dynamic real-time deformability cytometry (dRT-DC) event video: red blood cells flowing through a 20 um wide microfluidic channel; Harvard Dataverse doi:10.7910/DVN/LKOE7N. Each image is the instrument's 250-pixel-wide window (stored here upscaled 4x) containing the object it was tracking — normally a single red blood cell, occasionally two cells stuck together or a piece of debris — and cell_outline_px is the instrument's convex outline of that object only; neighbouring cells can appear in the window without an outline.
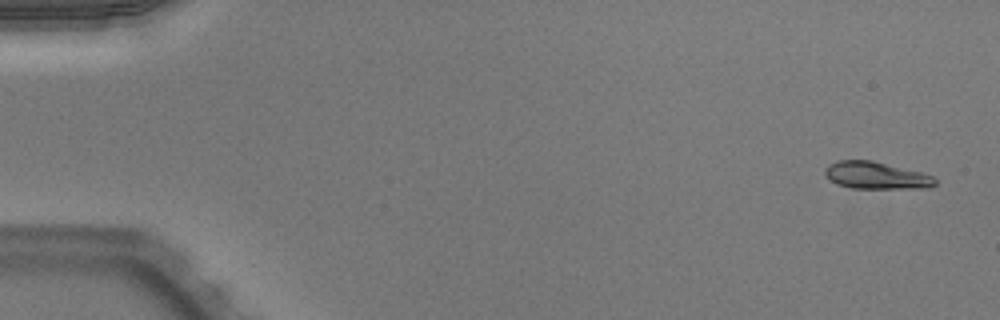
{"species": "Egyptian fruit bat (a non-hibernating species)", "species_latin": "Rousettus aegyptiacus", "temperature_condition": "warm", "stored_images_in_passage": 50, "camera_frame_rate_fps": 3000, "um_per_image_px": 0.085, "animal": {"sex": "male"}, "frame": {"image": 1, "passage_image": 1, "time_ms": 0.0, "image_size_px": [1000, 320], "cell_outline_px": [[936, 184], [932, 188], [852, 188], [836, 184], [828, 180], [824, 176], [824, 168], [828, 164], [836, 160], [872, 160], [924, 172], [932, 176], [936, 180]], "centroid_in_image_um": [74.45, 14.9], "position_along_channel_um": 10.6, "area_um2": 17.86}}
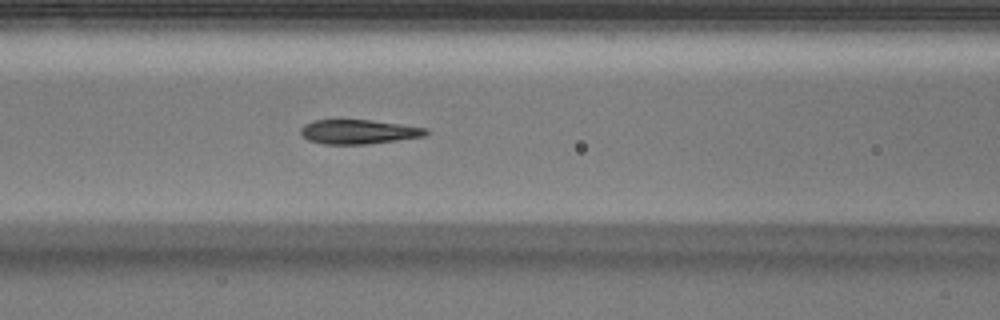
{"frame": {"image": 2, "passage_image": 21, "time_ms": 6.667, "image_size_px": [1000, 320], "cell_outline_px": [[428, 132], [424, 136], [396, 140], [364, 144], [324, 144], [308, 140], [300, 132], [300, 128], [304, 124], [316, 120], [372, 120], [428, 128]], "centroid_in_image_um": [30.46, 11.19], "position_along_channel_um": 136.1, "area_um2": 17.57}}
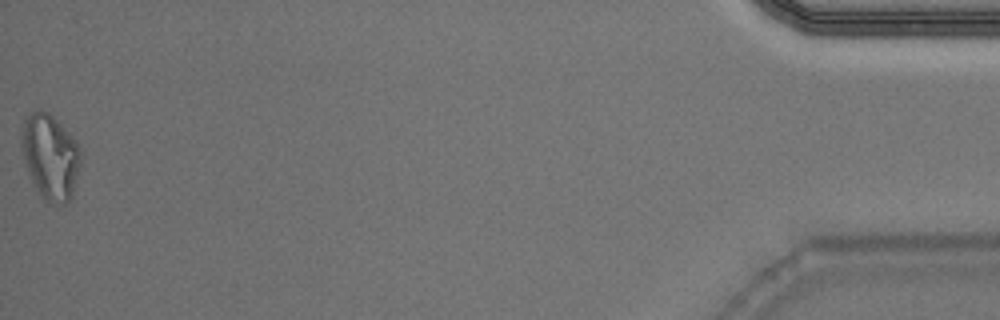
{"frame": {"image": 3, "passage_image": 50, "time_ms": 16.333, "image_size_px": [1000, 320], "cell_outline_px": [[80, 164], [72, 196], [64, 204], [56, 204], [48, 200], [40, 192], [28, 176], [20, 144], [20, 128], [24, 120], [32, 112], [40, 108], [48, 112], [68, 132], [76, 144], [80, 152]], "centroid_in_image_um": [4.23, 13.28], "position_along_channel_um": 431.0, "area_um2": 29.07}, "authors_computed_cell_mechanics": {"area_um2": 18.1492, "velocity_mm_per_s": 3.9964, "shape_relaxation_time_tau1_ms": null, "shape_relaxation_time_tau2_ms": 1.9244, "deformation_change_tau1": null, "deformation_change_tau2": 0.0754}}